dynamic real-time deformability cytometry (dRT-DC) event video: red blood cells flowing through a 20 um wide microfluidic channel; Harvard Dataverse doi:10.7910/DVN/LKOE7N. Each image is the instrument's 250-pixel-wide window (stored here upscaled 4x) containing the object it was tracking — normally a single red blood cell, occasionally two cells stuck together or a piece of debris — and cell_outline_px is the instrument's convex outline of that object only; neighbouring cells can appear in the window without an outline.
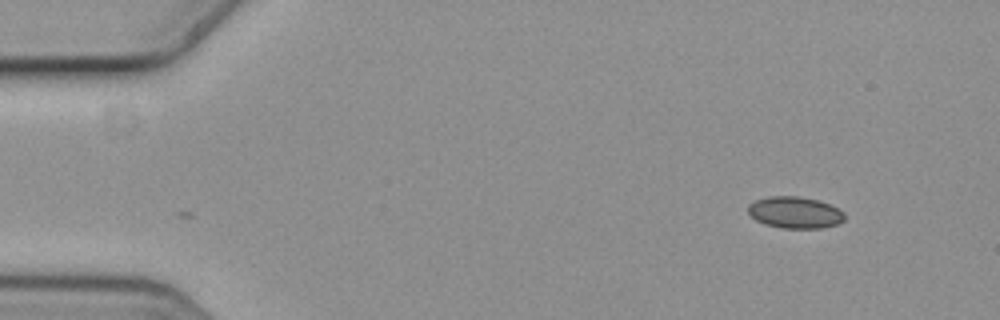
{"species": "common noctule bat (a hibernating species)", "species_latin": "Nyctalus noctula", "temperature_condition": "cold", "stored_images_in_passage": 3, "camera_frame_rate_fps": 3000, "um_per_image_px": 0.085, "animal": {"sex": "female", "body_mass_g": 19.3, "forearm_length_mm": 54.1}, "frame": {"image": 1, "passage_image": 3, "time_ms": 0.667, "image_size_px": [1000, 320], "cell_outline_px": [[844, 220], [836, 224], [820, 228], [780, 228], [764, 224], [756, 220], [748, 212], [748, 204], [756, 200], [768, 196], [796, 196], [816, 200], [828, 204], [844, 212]], "centroid_in_image_um": [67.53, 18.06], "position_along_channel_um": 17.5, "area_um2": 17.63}}